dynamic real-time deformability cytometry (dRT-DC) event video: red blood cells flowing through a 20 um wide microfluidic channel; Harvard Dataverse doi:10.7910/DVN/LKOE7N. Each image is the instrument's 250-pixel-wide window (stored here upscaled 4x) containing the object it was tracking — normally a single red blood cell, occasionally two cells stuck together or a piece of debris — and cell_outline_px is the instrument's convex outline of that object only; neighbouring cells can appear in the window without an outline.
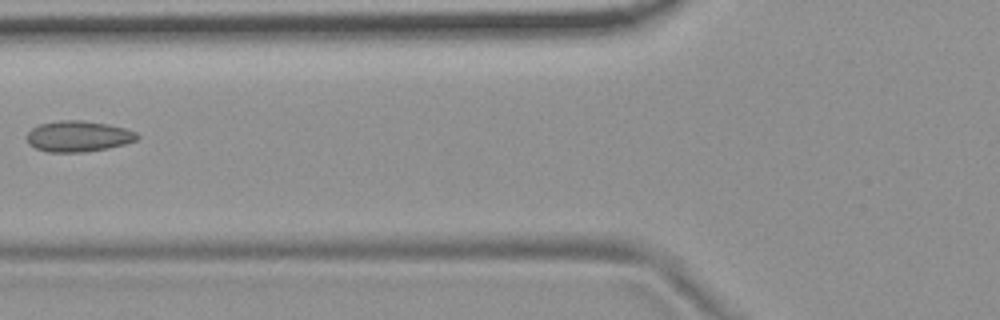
{"species": "common noctule bat (a hibernating species)", "species_latin": "Nyctalus noctula", "temperature_condition": "room temperature", "stored_images_in_passage": 4, "camera_frame_rate_fps": 3000, "um_per_image_px": 0.085, "animal": {"sex": "female", "body_mass_g": 19.9}, "frame": {"image": 1, "passage_image": 3, "time_ms": 2.333, "image_size_px": [1000, 320], "cell_outline_px": [[140, 136], [136, 140], [124, 144], [108, 148], [84, 152], [48, 152], [36, 148], [28, 144], [28, 132], [32, 128], [40, 124], [60, 120], [80, 120], [108, 124], [124, 128], [136, 132]], "centroid_in_image_um": [6.66, 11.58], "position_along_channel_um": 119.1, "area_um2": 19.77}}
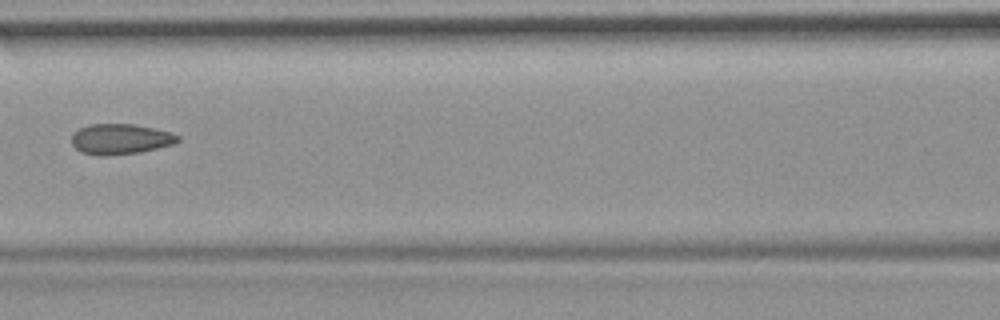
{"frame": {"image": 2, "passage_image": 4, "time_ms": 3.333, "image_size_px": [1000, 320], "cell_outline_px": [[180, 140], [172, 144], [140, 152], [108, 156], [96, 156], [80, 152], [72, 144], [72, 136], [80, 128], [88, 124], [136, 124], [168, 132], [180, 136]], "centroid_in_image_um": [10.2, 11.83], "position_along_channel_um": 156.4, "area_um2": 18.79}}